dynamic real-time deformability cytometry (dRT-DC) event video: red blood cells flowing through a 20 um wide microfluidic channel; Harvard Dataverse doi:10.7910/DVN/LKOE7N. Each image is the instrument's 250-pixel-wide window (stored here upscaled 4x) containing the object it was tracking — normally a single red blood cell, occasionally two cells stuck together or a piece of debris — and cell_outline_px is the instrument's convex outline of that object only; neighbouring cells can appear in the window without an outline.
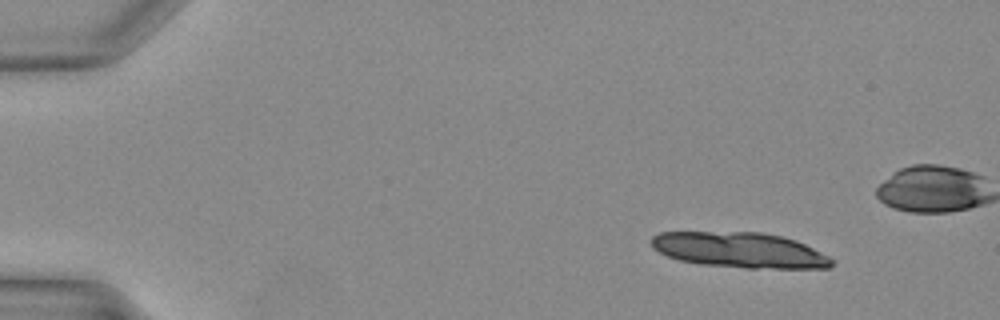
{"species": "Egyptian fruit bat (a non-hibernating species)", "species_latin": "Rousettus aegyptiacus", "temperature_condition": "warm", "stored_images_in_passage": 7, "segment_of_instrument_passage": [2, 2], "camera_frame_rate_fps": 3000, "um_per_image_px": 0.085, "animal": {"sex": "female"}, "frame": {"image": 1, "passage_image": 7, "time_ms": 2.0, "image_size_px": [1000, 320], "cell_outline_px": [[832, 264], [828, 268], [748, 268], [700, 264], [680, 260], [668, 256], [652, 248], [648, 240], [652, 236], [660, 232], [760, 232], [780, 236], [796, 240], [828, 256], [832, 260]], "centroid_in_image_um": [62.82, 21.25], "position_along_channel_um": 22.2, "area_um2": 37.11}}